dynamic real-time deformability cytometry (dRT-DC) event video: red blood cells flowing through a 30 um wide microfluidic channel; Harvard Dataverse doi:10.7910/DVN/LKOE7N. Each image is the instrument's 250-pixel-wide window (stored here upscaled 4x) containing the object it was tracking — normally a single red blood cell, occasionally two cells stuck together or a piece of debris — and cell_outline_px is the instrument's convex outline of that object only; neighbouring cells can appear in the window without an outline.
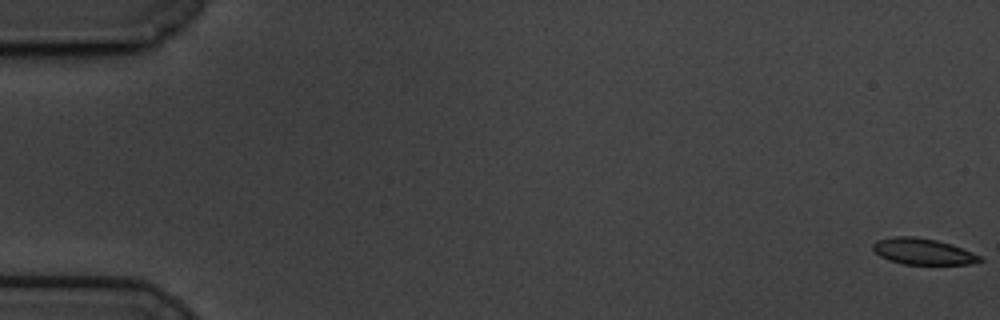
{"species": "common noctule bat (a hibernating species)", "species_latin": "Nyctalus noctula", "temperature_condition": "cold", "stored_images_in_passage": 61, "camera_frame_rate_fps": 3000, "um_per_image_px": 0.085, "animal": {"sex": "male", "body_mass_g": 19.5, "forearm_length_mm": 54.6}, "frame": {"image": 1, "passage_image": 1, "time_ms": 0.0, "image_size_px": [1000, 320], "cell_outline_px": [[984, 260], [968, 264], [904, 264], [888, 260], [880, 256], [872, 248], [872, 244], [876, 240], [892, 236], [916, 236], [936, 240], [972, 252], [980, 256]], "centroid_in_image_um": [78.39, 21.37], "position_along_channel_um": 6.6, "area_um2": 16.18}}
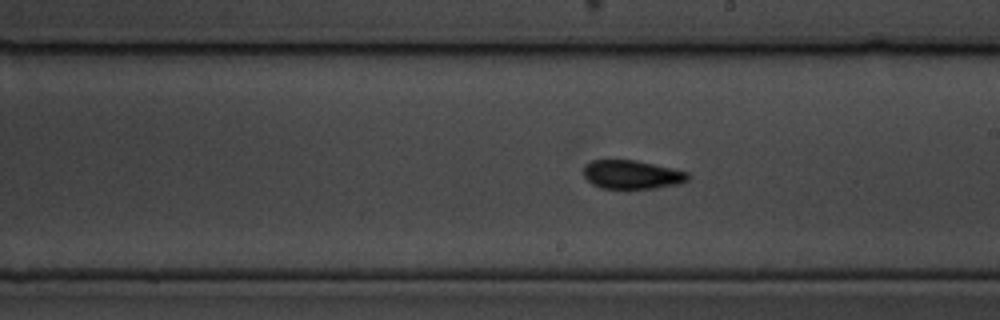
{"frame": {"image": 2, "passage_image": 35, "time_ms": 11.333, "image_size_px": [1000, 320], "cell_outline_px": [[688, 180], [680, 184], [656, 188], [628, 192], [600, 188], [592, 184], [584, 176], [584, 164], [592, 160], [636, 160], [672, 168], [688, 172]], "centroid_in_image_um": [53.69, 14.89], "position_along_channel_um": 235.3, "area_um2": 18.26}}
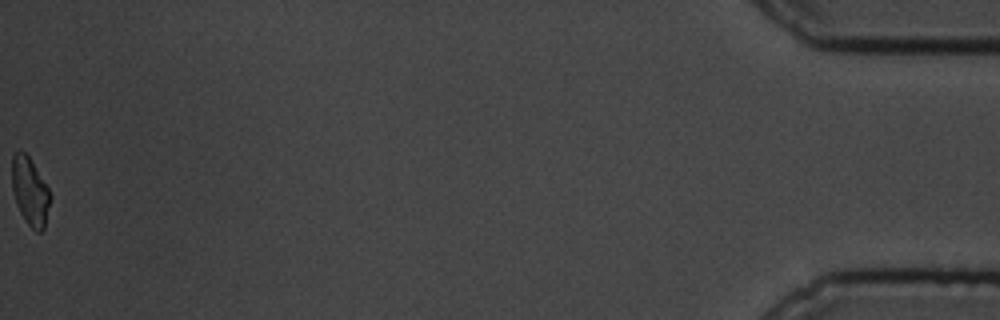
{"frame": {"image": 3, "passage_image": 61, "time_ms": 20.0, "image_size_px": [1000, 320], "cell_outline_px": [[52, 196], [44, 228], [40, 232], [36, 232], [28, 224], [20, 212], [16, 204], [12, 188], [12, 156], [20, 148], [28, 156], [48, 188]], "centroid_in_image_um": [2.55, 16.27], "position_along_channel_um": 432.7, "area_um2": 15.09}, "authors_computed_cell_mechanics": {"area_um2": 17.051, "velocity_mm_per_s": 3.3825, "shape_relaxation_time_tau1_ms": 6.12, "shape_relaxation_time_tau2_ms": 4.3247, "deformation_change_tau1": 0.1358, "deformation_change_tau2": 0.0823}}